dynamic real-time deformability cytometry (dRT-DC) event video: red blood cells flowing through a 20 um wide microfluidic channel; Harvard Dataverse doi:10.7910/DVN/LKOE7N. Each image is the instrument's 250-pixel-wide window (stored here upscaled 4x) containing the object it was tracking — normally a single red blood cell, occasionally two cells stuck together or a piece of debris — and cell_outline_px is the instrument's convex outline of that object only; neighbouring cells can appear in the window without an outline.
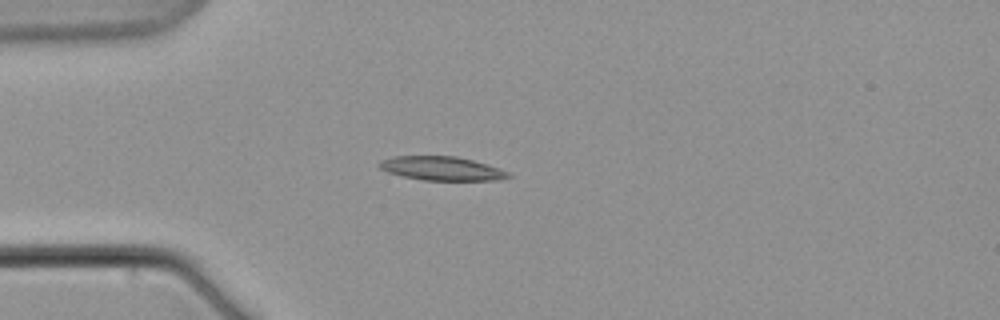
{"species": "common noctule bat (a hibernating species)", "species_latin": "Nyctalus noctula", "temperature_condition": "warm", "stored_images_in_passage": 9, "camera_frame_rate_fps": 3000, "um_per_image_px": 0.085, "animal": {"sex": "male", "body_mass_g": 21.5, "forearm_length_mm": 52.0}, "frame": {"image": 1, "passage_image": 6, "time_ms": 6.0, "image_size_px": [1000, 320], "cell_outline_px": [[512, 176], [500, 180], [424, 180], [404, 176], [388, 172], [380, 168], [376, 164], [380, 160], [392, 156], [456, 156], [472, 160], [500, 168], [508, 172]], "centroid_in_image_um": [37.53, 14.31], "position_along_channel_um": 47.5, "area_um2": 17.92}}
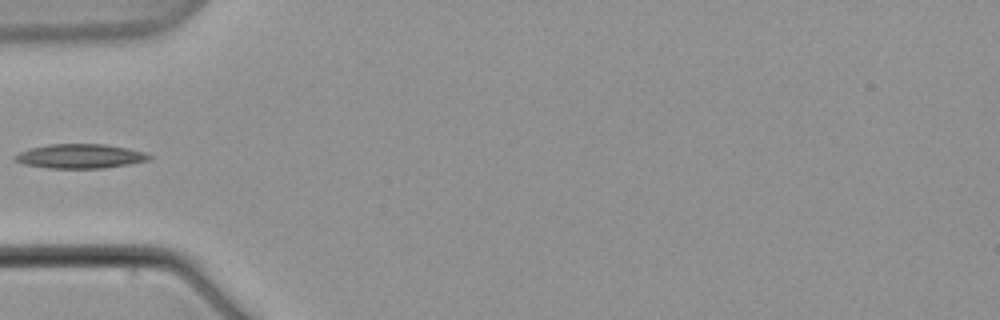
{"frame": {"image": 2, "passage_image": 7, "time_ms": 7.667, "image_size_px": [1000, 320], "cell_outline_px": [[152, 156], [148, 160], [128, 164], [104, 168], [48, 168], [24, 164], [12, 160], [12, 156], [28, 148], [48, 144], [104, 144], [128, 148], [144, 152]], "centroid_in_image_um": [6.75, 13.27], "position_along_channel_um": 78.2, "area_um2": 19.07}}
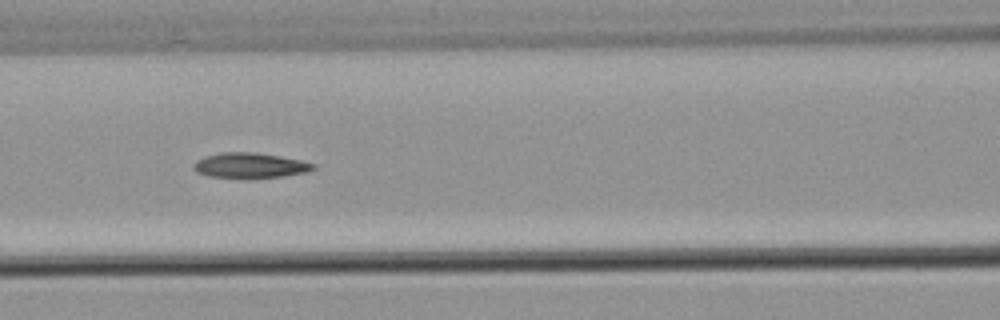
{"frame": {"image": 3, "passage_image": 9, "time_ms": 10.0, "image_size_px": [1000, 320], "cell_outline_px": [[316, 168], [308, 172], [280, 176], [208, 176], [196, 172], [192, 168], [192, 164], [196, 160], [204, 156], [220, 152], [256, 152], [280, 156], [300, 160], [316, 164]], "centroid_in_image_um": [21.23, 14.02], "position_along_channel_um": 145.4, "area_um2": 17.17}}